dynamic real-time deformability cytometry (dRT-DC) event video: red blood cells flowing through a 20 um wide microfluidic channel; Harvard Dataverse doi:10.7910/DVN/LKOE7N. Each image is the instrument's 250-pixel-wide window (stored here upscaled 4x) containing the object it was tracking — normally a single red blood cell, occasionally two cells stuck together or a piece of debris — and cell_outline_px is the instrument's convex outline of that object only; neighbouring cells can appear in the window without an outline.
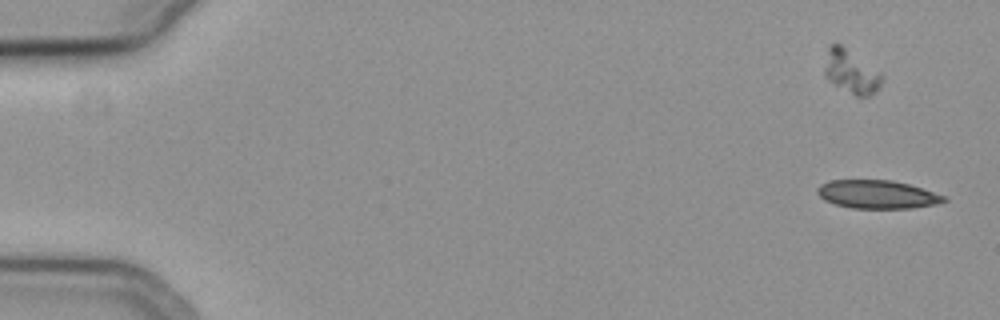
{"species": "common noctule bat (a hibernating species)", "species_latin": "Nyctalus noctula", "temperature_condition": "cold", "stored_images_in_passage": 14, "camera_frame_rate_fps": 3000, "um_per_image_px": 0.085, "animal": {"sex": "female", "body_mass_g": 19.3, "forearm_length_mm": 54.1}, "frame": {"image": 1, "passage_image": 1, "time_ms": 0.0, "image_size_px": [1000, 320], "cell_outline_px": [[948, 200], [936, 204], [912, 208], [852, 208], [836, 204], [824, 200], [816, 192], [816, 188], [820, 184], [828, 180], [892, 180], [908, 184], [944, 196]], "centroid_in_image_um": [74.51, 16.52], "position_along_channel_um": 10.5, "area_um2": 20.75}}